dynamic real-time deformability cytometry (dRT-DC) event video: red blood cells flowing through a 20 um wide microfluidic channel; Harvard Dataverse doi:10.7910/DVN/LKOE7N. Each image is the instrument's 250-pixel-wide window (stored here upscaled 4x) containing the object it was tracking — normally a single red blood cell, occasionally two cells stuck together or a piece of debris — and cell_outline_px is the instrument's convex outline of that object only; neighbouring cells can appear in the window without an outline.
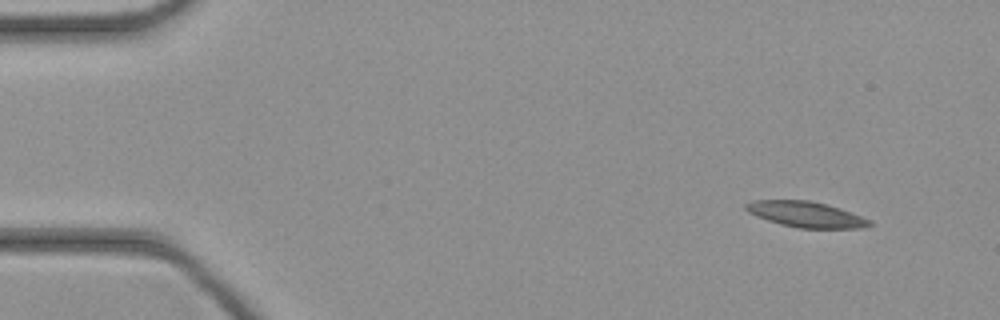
{"species": "common noctule bat (a hibernating species)", "species_latin": "Nyctalus noctula", "temperature_condition": "cold", "stored_images_in_passage": 43, "camera_frame_rate_fps": 3000, "um_per_image_px": 0.085, "animal": {"sex": "female", "body_mass_g": 21.9}, "frame": {"image": 1, "passage_image": 1, "time_ms": 0.0, "image_size_px": [1000, 320], "cell_outline_px": [[872, 224], [864, 228], [800, 228], [780, 224], [756, 216], [748, 212], [744, 208], [744, 204], [752, 200], [808, 200], [840, 208], [852, 212], [872, 220]], "centroid_in_image_um": [68.51, 18.22], "position_along_channel_um": 16.5, "area_um2": 18.55}}
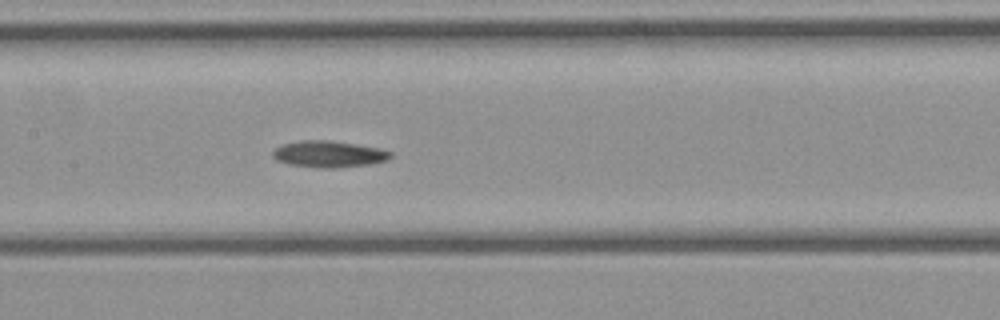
{"frame": {"image": 2, "passage_image": 19, "time_ms": 6.0, "image_size_px": [1000, 320], "cell_outline_px": [[392, 156], [388, 160], [368, 164], [340, 168], [320, 168], [288, 164], [276, 160], [272, 156], [272, 152], [280, 144], [300, 140], [328, 140], [356, 144], [380, 148], [392, 152]], "centroid_in_image_um": [27.93, 13.09], "position_along_channel_um": 179.5, "area_um2": 18.38}}
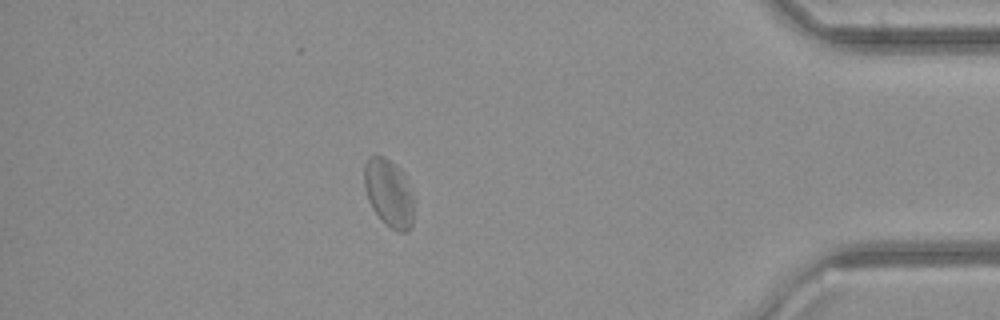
{"frame": {"image": 3, "passage_image": 37, "time_ms": 12.0, "image_size_px": [1000, 320], "cell_outline_px": [[416, 200], [412, 224], [408, 232], [396, 232], [380, 220], [372, 208], [368, 200], [364, 188], [364, 164], [368, 156], [376, 152], [384, 156], [404, 172]], "centroid_in_image_um": [33.07, 16.39], "position_along_channel_um": 402.1, "area_um2": 20.58}}